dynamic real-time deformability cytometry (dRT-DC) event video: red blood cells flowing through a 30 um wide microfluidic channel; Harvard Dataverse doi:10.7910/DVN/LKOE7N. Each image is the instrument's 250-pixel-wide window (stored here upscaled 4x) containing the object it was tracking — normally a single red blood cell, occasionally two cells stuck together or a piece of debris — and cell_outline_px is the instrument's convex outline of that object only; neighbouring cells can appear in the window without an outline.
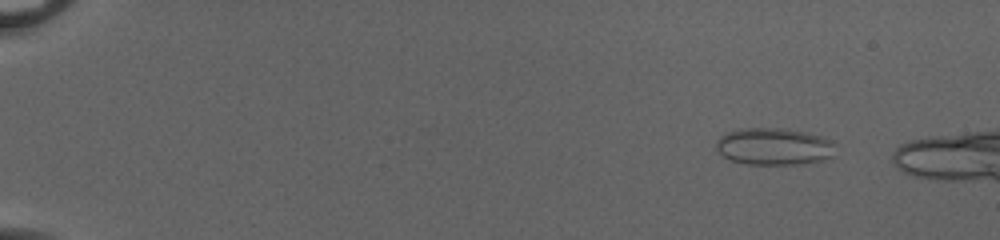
{"species": "common noctule bat (a hibernating species)", "species_latin": "Nyctalus noctula", "temperature_condition": "cold", "stored_images_in_passage": 52, "camera_frame_rate_fps": 3000, "um_per_image_px": 0.085, "animal": {"sex": "female", "body_mass_g": 20.0, "forearm_length_mm": 54.0}, "frame": {"image": 1, "passage_image": 7, "time_ms": 2.0, "image_size_px": [1000, 240], "cell_outline_px": [[832, 156], [824, 160], [804, 164], [748, 164], [732, 160], [724, 156], [716, 148], [716, 140], [720, 136], [728, 132], [740, 128], [788, 128], [820, 136], [832, 140]], "centroid_in_image_um": [65.77, 12.44], "position_along_channel_um": 19.2, "area_um2": 25.66}}
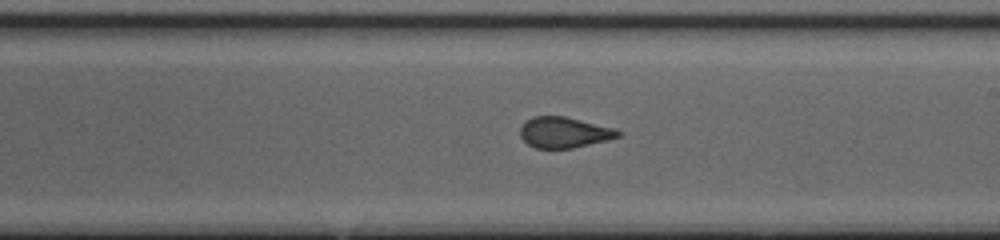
{"frame": {"image": 2, "passage_image": 34, "time_ms": 11.0, "image_size_px": [1000, 240], "cell_outline_px": [[624, 132], [620, 136], [608, 140], [572, 148], [536, 148], [528, 144], [520, 136], [520, 128], [532, 116], [564, 116], [616, 128]], "centroid_in_image_um": [48.0, 11.25], "position_along_channel_um": 241.0, "area_um2": 17.57}}
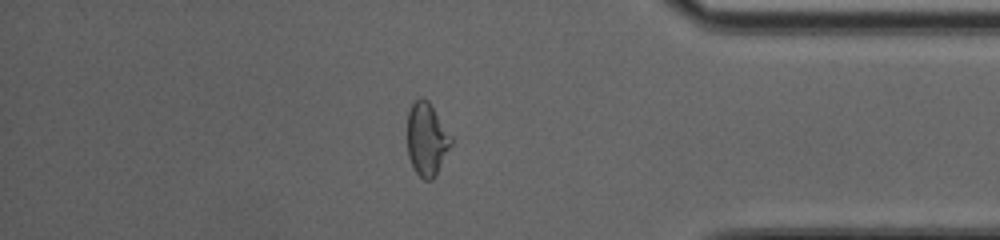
{"frame": {"image": 3, "passage_image": 47, "time_ms": 15.333, "image_size_px": [1000, 240], "cell_outline_px": [[452, 144], [436, 176], [432, 180], [424, 180], [416, 172], [408, 156], [408, 112], [412, 104], [420, 96], [428, 100], [452, 136]], "centroid_in_image_um": [36.29, 11.84], "position_along_channel_um": 398.9, "area_um2": 18.67}}